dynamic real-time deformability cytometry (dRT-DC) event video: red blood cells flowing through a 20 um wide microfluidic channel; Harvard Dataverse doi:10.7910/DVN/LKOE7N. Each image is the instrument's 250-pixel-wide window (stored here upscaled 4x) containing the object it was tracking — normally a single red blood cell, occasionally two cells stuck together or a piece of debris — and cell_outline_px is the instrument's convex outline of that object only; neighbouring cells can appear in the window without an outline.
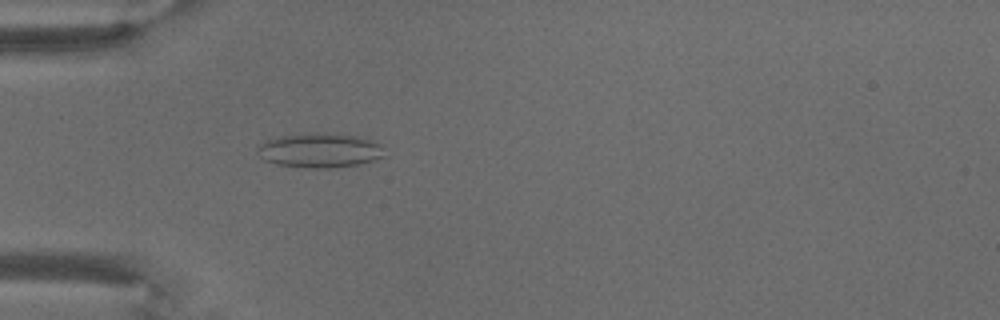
{"species": "common noctule bat (a hibernating species)", "species_latin": "Nyctalus noctula", "temperature_condition": "warm", "stored_images_in_passage": 72, "camera_frame_rate_fps": 3000, "um_per_image_px": 0.085, "animal": {"sex": "male", "body_mass_g": 18.8}, "frame": {"image": 1, "passage_image": 23, "time_ms": 7.333, "image_size_px": [1000, 320], "cell_outline_px": [[388, 156], [376, 160], [356, 164], [328, 168], [308, 168], [276, 164], [264, 160], [256, 152], [256, 148], [260, 144], [268, 140], [280, 136], [308, 132], [324, 132], [356, 136], [372, 140], [380, 144]], "centroid_in_image_um": [27.2, 12.77], "position_along_channel_um": 57.8, "area_um2": 25.84}}
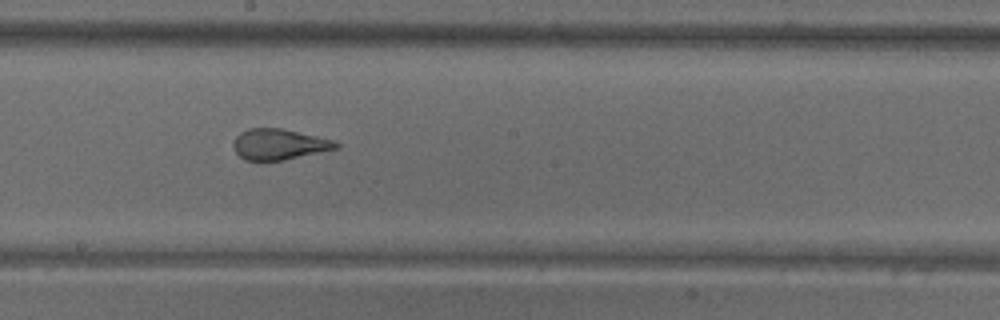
{"frame": {"image": 2, "passage_image": 41, "time_ms": 13.333, "image_size_px": [1000, 320], "cell_outline_px": [[340, 148], [284, 160], [244, 160], [236, 152], [232, 144], [236, 136], [240, 132], [248, 128], [280, 128], [316, 136], [332, 140], [340, 144]], "centroid_in_image_um": [23.71, 12.27], "position_along_channel_um": 224.5, "area_um2": 18.32}}
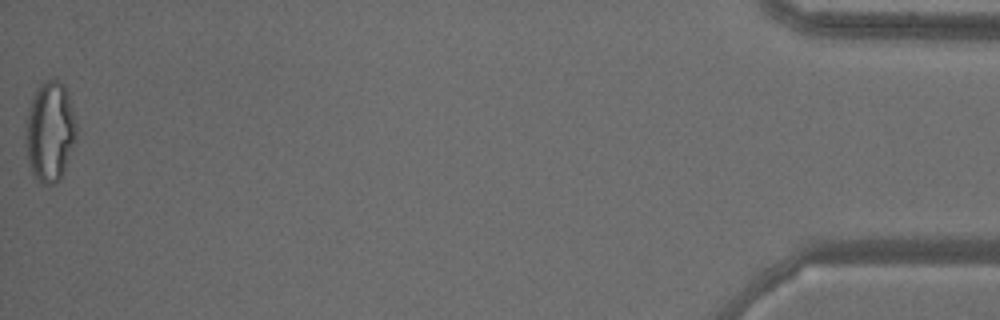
{"frame": {"image": 3, "passage_image": 72, "time_ms": 23.667, "image_size_px": [1000, 320], "cell_outline_px": [[76, 136], [60, 180], [52, 184], [40, 184], [36, 180], [32, 172], [28, 160], [24, 136], [28, 108], [40, 84], [44, 80], [52, 76], [60, 80], [64, 84], [68, 92], [76, 124]], "centroid_in_image_um": [4.23, 11.15], "position_along_channel_um": 431.0, "area_um2": 29.77}}